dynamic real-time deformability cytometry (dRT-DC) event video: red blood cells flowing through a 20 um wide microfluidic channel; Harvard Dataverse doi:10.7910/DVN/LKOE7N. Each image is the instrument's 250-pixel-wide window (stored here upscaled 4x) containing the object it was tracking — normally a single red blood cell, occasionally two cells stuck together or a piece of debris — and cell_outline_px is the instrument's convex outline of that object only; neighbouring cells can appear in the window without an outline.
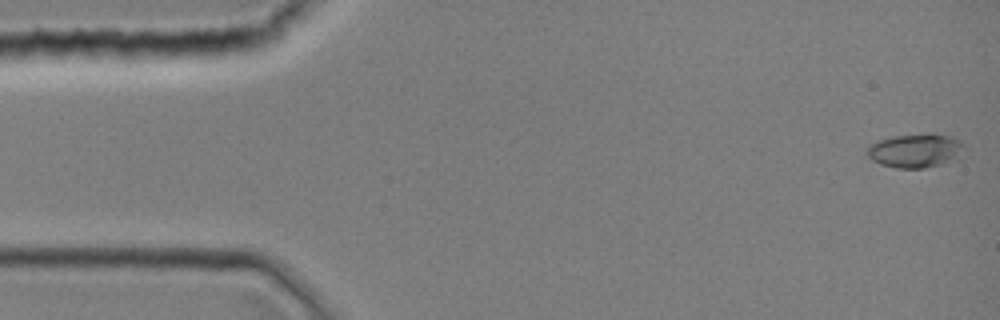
{"species": "common noctule bat (a hibernating species)", "species_latin": "Nyctalus noctula", "temperature_condition": "room temperature", "stored_images_in_passage": 4, "camera_frame_rate_fps": 3000, "um_per_image_px": 0.085, "animal": {"sex": "female", "body_mass_g": 19.0, "forearm_length_mm": 51.5}, "frame": {"image": 1, "passage_image": 1, "time_ms": 0.0, "image_size_px": [1000, 320], "cell_outline_px": [[964, 148], [948, 160], [940, 164], [924, 168], [896, 168], [880, 164], [872, 160], [868, 156], [868, 144], [876, 140], [892, 136], [932, 132], [952, 136], [960, 140], [964, 144]], "centroid_in_image_um": [77.74, 12.76], "position_along_channel_um": 7.3, "area_um2": 19.13}}